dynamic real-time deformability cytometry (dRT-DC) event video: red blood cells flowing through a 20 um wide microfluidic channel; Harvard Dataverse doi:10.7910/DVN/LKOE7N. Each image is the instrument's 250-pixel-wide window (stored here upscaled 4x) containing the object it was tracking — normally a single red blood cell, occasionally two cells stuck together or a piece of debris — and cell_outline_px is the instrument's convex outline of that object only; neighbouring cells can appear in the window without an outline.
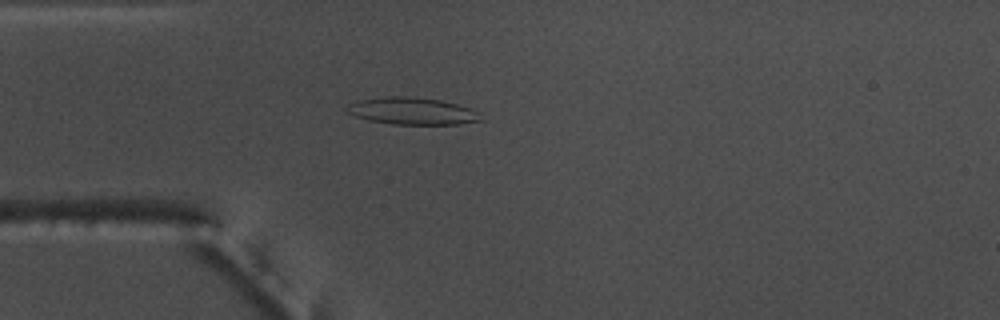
{"species": "common noctule bat (a hibernating species)", "species_latin": "Nyctalus noctula", "temperature_condition": "warm", "stored_images_in_passage": 54, "camera_frame_rate_fps": 3000, "um_per_image_px": 0.085, "animal": {"sex": "male", "body_mass_g": 17.5, "forearm_length_mm": 52.3}, "frame": {"image": 1, "passage_image": 14, "time_ms": 4.333, "image_size_px": [1000, 320], "cell_outline_px": [[484, 120], [456, 124], [392, 124], [368, 120], [344, 112], [348, 104], [360, 100], [384, 96], [408, 96], [440, 100], [472, 108], [480, 112]], "centroid_in_image_um": [35.04, 9.44], "position_along_channel_um": 50.0, "area_um2": 21.27}}
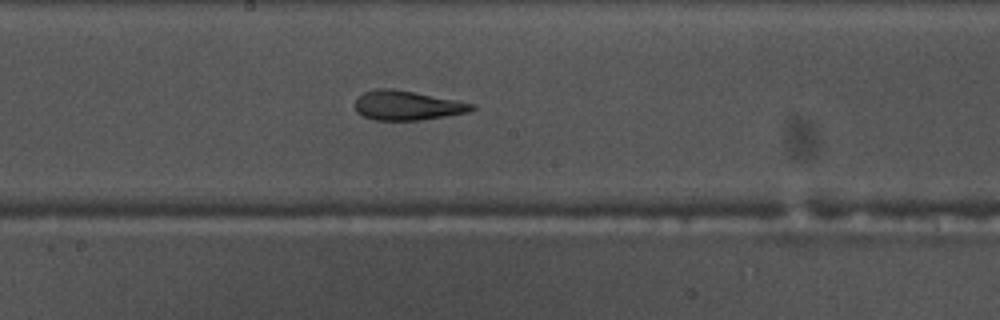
{"frame": {"image": 2, "passage_image": 28, "time_ms": 9.0, "image_size_px": [1000, 320], "cell_outline_px": [[476, 108], [468, 112], [420, 120], [372, 120], [356, 112], [356, 100], [364, 92], [376, 88], [388, 88], [416, 92], [476, 104]], "centroid_in_image_um": [34.61, 8.96], "position_along_channel_um": 213.6, "area_um2": 19.94}}
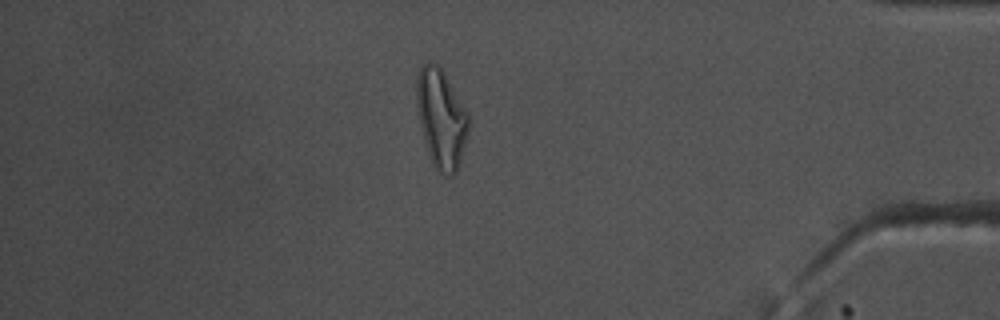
{"frame": {"image": 3, "passage_image": 46, "time_ms": 15.0, "image_size_px": [1000, 320], "cell_outline_px": [[468, 132], [460, 160], [456, 172], [452, 176], [448, 176], [440, 172], [436, 168], [432, 160], [420, 124], [416, 104], [416, 76], [420, 68], [428, 60], [432, 60], [444, 72], [468, 112]], "centroid_in_image_um": [37.5, 10.0], "position_along_channel_um": 397.7, "area_um2": 29.48}, "authors_computed_cell_mechanics": {"area_um2": 21.6172, "velocity_mm_per_s": 3.7124, "shape_relaxation_time_tau1_ms": null, "shape_relaxation_time_tau2_ms": 2.1591, "deformation_change_tau1": null, "deformation_change_tau2": 0.1144}}